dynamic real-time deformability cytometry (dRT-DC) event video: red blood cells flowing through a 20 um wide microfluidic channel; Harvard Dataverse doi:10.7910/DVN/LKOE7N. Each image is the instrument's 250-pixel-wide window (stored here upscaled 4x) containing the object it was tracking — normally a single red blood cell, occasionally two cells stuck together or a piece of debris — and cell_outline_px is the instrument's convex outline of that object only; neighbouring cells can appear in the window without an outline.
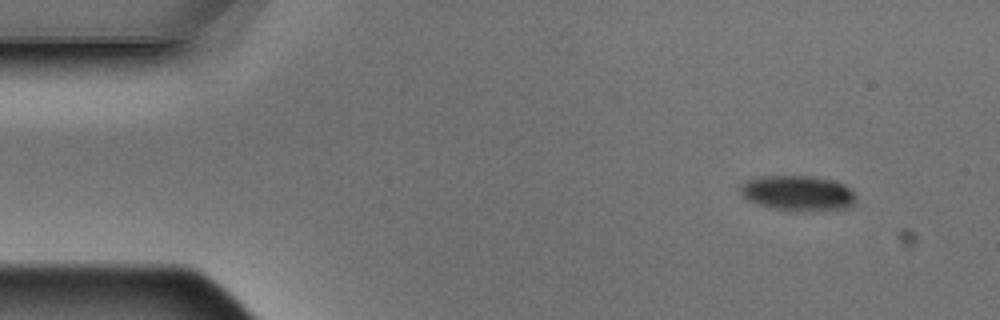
{"species": "Egyptian fruit bat (a non-hibernating species)", "species_latin": "Rousettus aegyptiacus", "temperature_condition": "warm", "stored_images_in_passage": 4, "camera_frame_rate_fps": 3000, "um_per_image_px": 0.085, "animal": {"sex": "male"}, "frame": {"image": 1, "passage_image": 1, "time_ms": 0.0, "image_size_px": [1000, 320], "cell_outline_px": [[856, 204], [848, 208], [772, 208], [756, 204], [748, 200], [740, 192], [740, 188], [748, 180], [764, 176], [808, 176], [832, 180], [844, 184], [856, 196]], "centroid_in_image_um": [67.82, 16.37], "position_along_channel_um": 17.2, "area_um2": 22.66}}
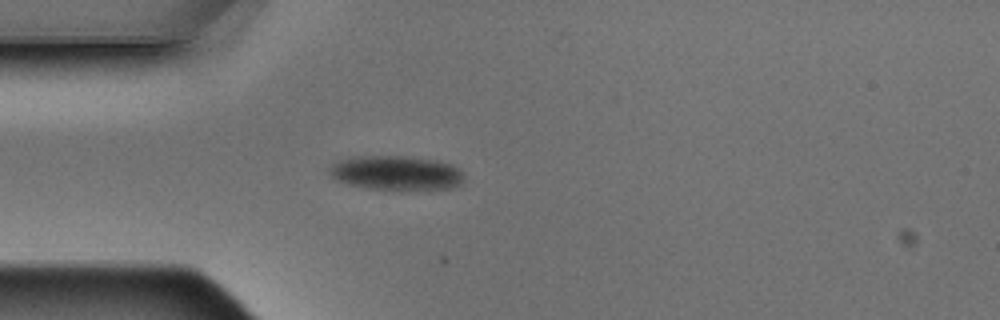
{"frame": {"image": 2, "passage_image": 4, "time_ms": 1.0, "image_size_px": [1000, 320], "cell_outline_px": [[464, 180], [460, 184], [452, 188], [400, 192], [368, 188], [348, 184], [336, 180], [328, 172], [328, 168], [336, 160], [352, 156], [404, 156], [436, 160], [452, 164], [464, 176]], "centroid_in_image_um": [33.65, 14.72], "position_along_channel_um": 51.3, "area_um2": 27.8}}